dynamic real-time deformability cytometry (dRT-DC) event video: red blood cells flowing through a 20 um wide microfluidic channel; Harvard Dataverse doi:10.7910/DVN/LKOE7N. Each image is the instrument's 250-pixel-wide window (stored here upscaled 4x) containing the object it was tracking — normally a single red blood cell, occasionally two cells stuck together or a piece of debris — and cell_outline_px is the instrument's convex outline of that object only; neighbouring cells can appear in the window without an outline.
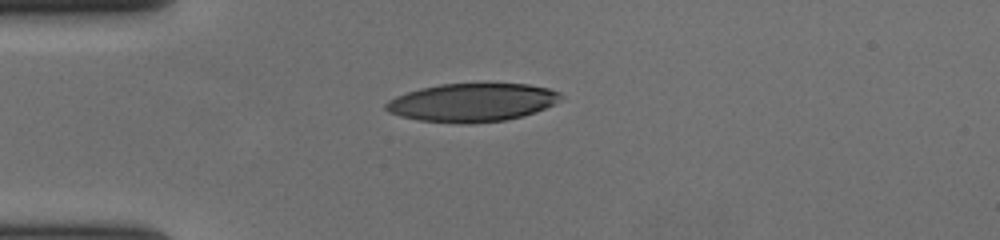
{"species": "human", "species_latin": "Homo sapiens", "temperature_condition": "cold", "stored_images_in_passage": 37, "camera_frame_rate_fps": 3000, "um_per_image_px": 0.085, "donor": {"sex": "female"}, "frame": {"image": 1, "passage_image": 1, "time_ms": 0.0, "image_size_px": [1000, 240], "cell_outline_px": [[552, 92], [548, 104], [540, 108], [516, 116], [496, 120], [436, 120], [416, 116], [420, 92], [432, 88], [456, 84], [516, 84], [540, 88]], "centroid_in_image_um": [40.83, 8.64], "position_along_channel_um": 44.2, "area_um2": 29.65}}
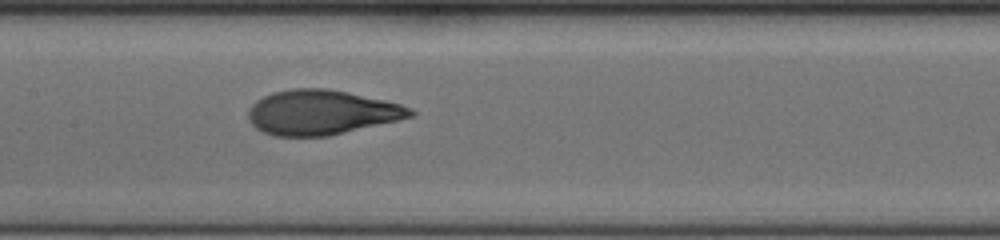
{"frame": {"image": 2, "passage_image": 14, "time_ms": 4.333, "image_size_px": [1000, 240], "cell_outline_px": [[408, 112], [400, 116], [384, 120], [332, 132], [276, 132], [264, 128], [260, 124], [296, 92], [336, 92], [392, 104]], "centroid_in_image_um": [27.87, 9.59], "position_along_channel_um": 179.5, "area_um2": 29.07}}
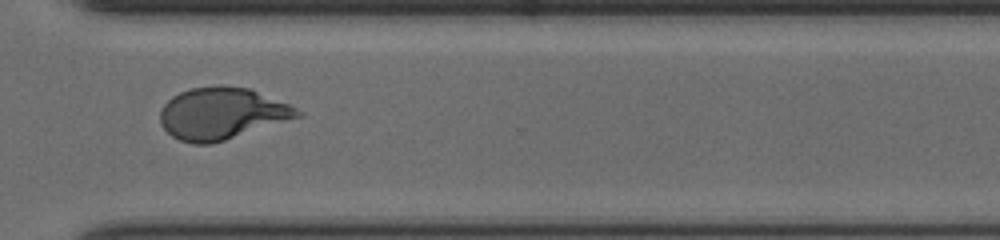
{"frame": {"image": 3, "passage_image": 28, "time_ms": 9.0, "image_size_px": [1000, 240], "cell_outline_px": [[284, 116], [220, 140], [188, 140], [176, 136], [168, 128], [188, 92], [200, 88], [240, 88], [252, 92], [280, 104], [284, 108]], "centroid_in_image_um": [18.88, 9.65], "position_along_channel_um": 351.7, "area_um2": 31.33}}